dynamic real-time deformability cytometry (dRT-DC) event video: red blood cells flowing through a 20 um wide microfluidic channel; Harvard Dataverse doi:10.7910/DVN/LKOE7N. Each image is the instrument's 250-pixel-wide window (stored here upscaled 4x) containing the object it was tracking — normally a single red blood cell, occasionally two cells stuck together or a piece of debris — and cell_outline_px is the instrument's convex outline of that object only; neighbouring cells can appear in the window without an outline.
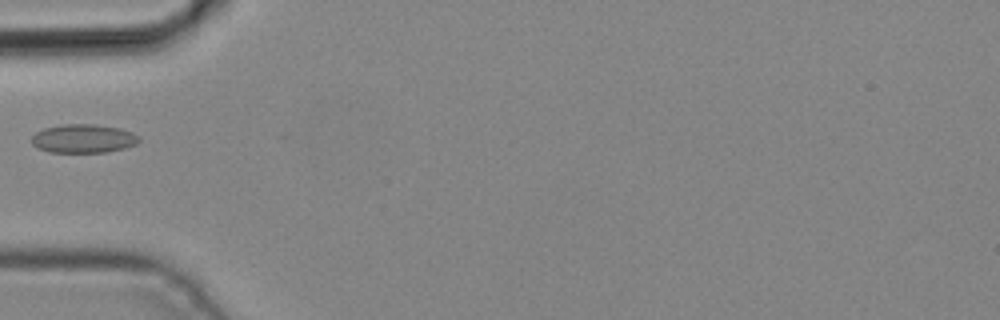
{"species": "common noctule bat (a hibernating species)", "species_latin": "Nyctalus noctula", "temperature_condition": "cold", "stored_images_in_passage": 2, "camera_frame_rate_fps": 3000, "um_per_image_px": 0.085, "animal": {"sex": "male", "body_mass_g": 19.2, "forearm_length_mm": 51.8}, "frame": {"image": 1, "passage_image": 2, "time_ms": 0.333, "image_size_px": [1000, 320], "cell_outline_px": [[140, 140], [136, 144], [124, 148], [108, 152], [48, 152], [32, 144], [32, 136], [36, 132], [44, 128], [64, 124], [92, 124], [120, 128], [132, 132], [140, 136]], "centroid_in_image_um": [7.11, 11.78], "position_along_channel_um": 77.9, "area_um2": 17.92}}